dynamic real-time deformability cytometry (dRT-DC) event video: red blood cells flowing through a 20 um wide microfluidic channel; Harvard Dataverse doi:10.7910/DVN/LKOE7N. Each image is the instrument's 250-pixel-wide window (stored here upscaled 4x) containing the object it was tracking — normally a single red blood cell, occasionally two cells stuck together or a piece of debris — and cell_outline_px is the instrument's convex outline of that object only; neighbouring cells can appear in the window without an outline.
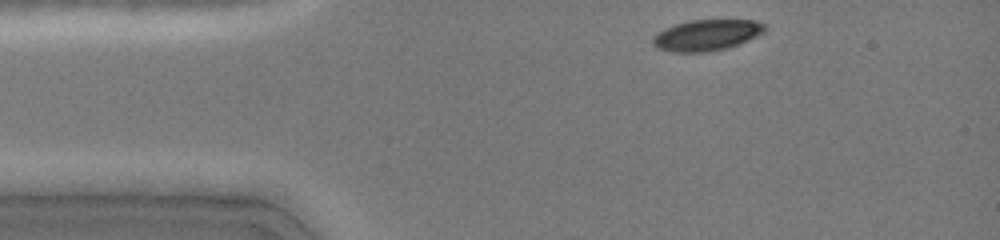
{"species": "common noctule bat (a hibernating species)", "species_latin": "Nyctalus noctula", "temperature_condition": "cold", "stored_images_in_passage": 17, "camera_frame_rate_fps": 3000, "um_per_image_px": 0.085, "animal": {"sex": "female", "body_mass_g": 19.0, "forearm_length_mm": 51.5}, "frame": {"image": 1, "passage_image": 1, "time_ms": 0.0, "image_size_px": [1000, 240], "cell_outline_px": [[768, 28], [764, 32], [756, 36], [728, 48], [708, 52], [676, 52], [656, 48], [652, 44], [652, 40], [660, 32], [676, 24], [688, 20], [756, 20], [764, 24]], "centroid_in_image_um": [60.1, 2.99], "position_along_channel_um": 24.9, "area_um2": 20.06}}
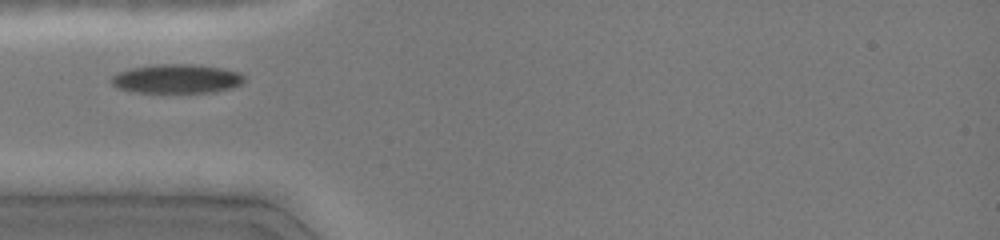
{"frame": {"image": 2, "passage_image": 9, "time_ms": 2.333, "image_size_px": [1000, 240], "cell_outline_px": [[244, 80], [240, 84], [232, 88], [212, 92], [136, 92], [116, 88], [112, 84], [112, 76], [128, 68], [156, 64], [192, 64], [220, 68], [240, 72], [244, 76]], "centroid_in_image_um": [15.01, 6.69], "position_along_channel_um": 70.0, "area_um2": 22.43}}